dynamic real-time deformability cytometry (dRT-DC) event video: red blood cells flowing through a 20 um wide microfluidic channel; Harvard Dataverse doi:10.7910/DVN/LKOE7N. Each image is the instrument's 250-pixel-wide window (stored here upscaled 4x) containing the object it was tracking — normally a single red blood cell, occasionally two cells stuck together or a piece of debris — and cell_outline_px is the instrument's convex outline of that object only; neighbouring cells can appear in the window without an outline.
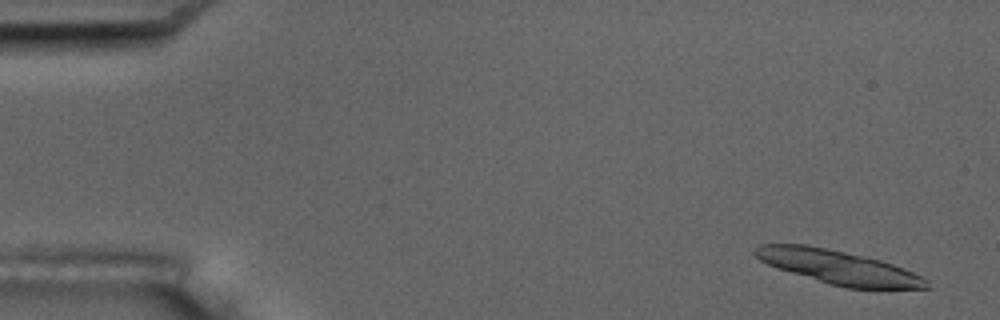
{"species": "common noctule bat (a hibernating species)", "species_latin": "Nyctalus noctula", "temperature_condition": "room temperature", "stored_images_in_passage": 5, "camera_frame_rate_fps": 3000, "um_per_image_px": 0.085, "animal": {"sex": "male", "body_mass_g": 17.5, "forearm_length_mm": 52.3}, "frame": {"image": 1, "passage_image": 1, "time_ms": 0.0, "image_size_px": [1000, 320], "cell_outline_px": [[932, 288], [844, 288], [776, 268], [760, 260], [752, 252], [752, 248], [760, 244], [808, 244], [864, 256], [880, 260], [892, 264], [912, 272], [928, 280]], "centroid_in_image_um": [71.22, 22.7], "position_along_channel_um": 13.8, "area_um2": 33.64}}